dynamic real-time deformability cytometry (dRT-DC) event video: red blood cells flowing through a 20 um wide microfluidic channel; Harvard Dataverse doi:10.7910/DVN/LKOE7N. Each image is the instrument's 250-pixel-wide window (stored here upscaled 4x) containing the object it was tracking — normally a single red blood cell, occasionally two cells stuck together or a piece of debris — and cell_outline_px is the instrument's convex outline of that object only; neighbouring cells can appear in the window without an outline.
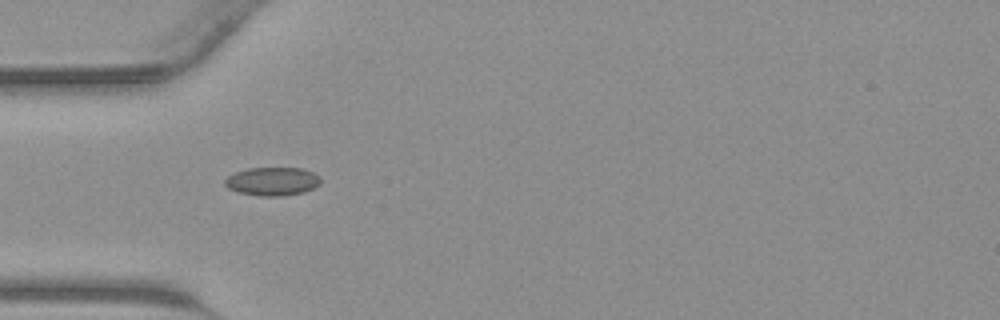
{"species": "common noctule bat (a hibernating species)", "species_latin": "Nyctalus noctula", "temperature_condition": "warm", "stored_images_in_passage": 28, "camera_frame_rate_fps": 3000, "um_per_image_px": 0.085, "animal": {"sex": "male", "body_mass_g": 23.1, "forearm_length_mm": 52.7}, "frame": {"image": 1, "passage_image": 1, "time_ms": 0.0, "image_size_px": [1000, 320], "cell_outline_px": [[320, 184], [304, 192], [280, 196], [260, 196], [240, 192], [228, 188], [224, 184], [224, 180], [228, 176], [236, 172], [248, 168], [304, 168], [320, 176]], "centroid_in_image_um": [23.16, 15.41], "position_along_channel_um": 61.8, "area_um2": 15.78}}
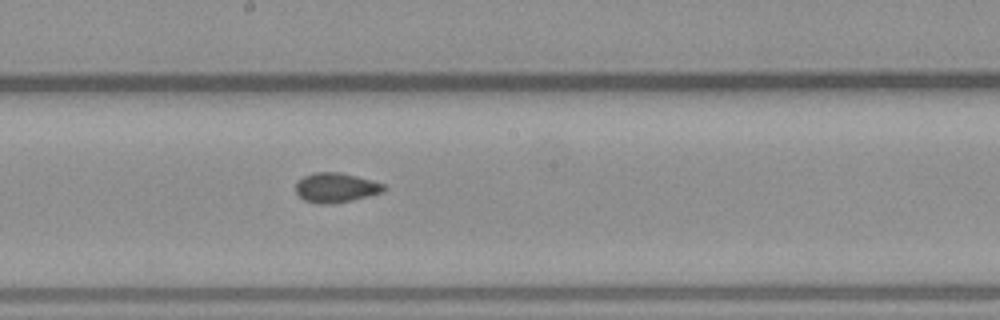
{"frame": {"image": 2, "passage_image": 11, "time_ms": 3.333, "image_size_px": [1000, 320], "cell_outline_px": [[388, 188], [384, 192], [352, 200], [328, 204], [320, 204], [304, 200], [296, 192], [296, 184], [304, 176], [312, 172], [340, 172], [372, 180], [384, 184]], "centroid_in_image_um": [28.58, 15.94], "position_along_channel_um": 219.6, "area_um2": 15.2}}
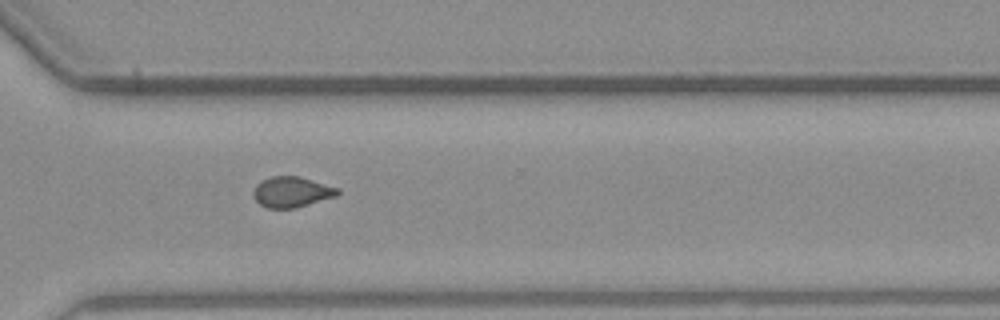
{"frame": {"image": 3, "passage_image": 19, "time_ms": 6.0, "image_size_px": [1000, 320], "cell_outline_px": [[340, 192], [336, 196], [296, 208], [268, 208], [260, 204], [252, 196], [252, 192], [256, 184], [260, 180], [272, 176], [300, 176], [340, 188]], "centroid_in_image_um": [24.79, 16.31], "position_along_channel_um": 345.8, "area_um2": 15.2}}